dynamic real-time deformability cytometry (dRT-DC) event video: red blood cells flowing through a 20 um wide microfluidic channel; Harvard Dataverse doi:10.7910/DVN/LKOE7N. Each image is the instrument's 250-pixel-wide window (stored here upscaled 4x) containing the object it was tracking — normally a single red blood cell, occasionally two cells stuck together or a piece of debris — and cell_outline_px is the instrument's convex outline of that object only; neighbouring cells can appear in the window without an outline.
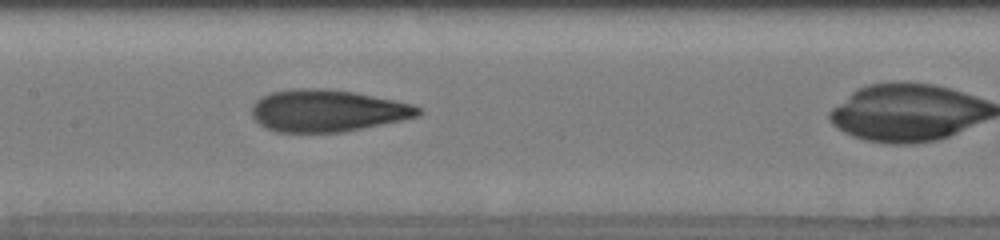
{"species": "human", "species_latin": "Homo sapiens", "temperature_condition": "cold", "stored_images_in_passage": 42, "camera_frame_rate_fps": 3000, "um_per_image_px": 0.085, "donor": {"sex": "male"}, "frame": {"image": 1, "passage_image": 28, "time_ms": 8.333, "image_size_px": [1000, 240], "cell_outline_px": [[424, 112], [420, 116], [344, 132], [276, 132], [260, 124], [252, 116], [252, 104], [260, 96], [272, 92], [296, 88], [324, 88], [352, 92], [412, 104], [420, 108]], "centroid_in_image_um": [27.81, 9.41], "position_along_channel_um": 179.6, "area_um2": 40.63}}
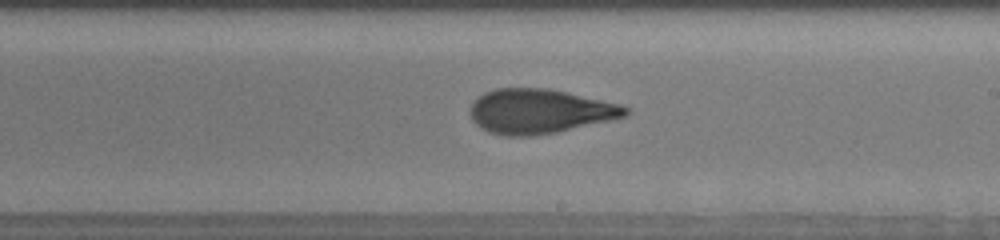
{"frame": {"image": 2, "passage_image": 33, "time_ms": 10.0, "image_size_px": [1000, 240], "cell_outline_px": [[628, 112], [624, 116], [608, 120], [556, 132], [532, 136], [504, 136], [488, 132], [480, 128], [472, 120], [472, 104], [484, 92], [496, 88], [548, 88], [568, 92], [620, 104], [628, 108]], "centroid_in_image_um": [45.84, 9.46], "position_along_channel_um": 243.2, "area_um2": 39.88}}
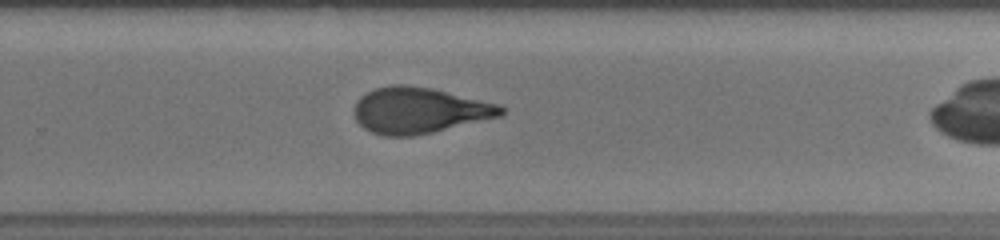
{"frame": {"image": 3, "passage_image": 37, "time_ms": 11.333, "image_size_px": [1000, 240], "cell_outline_px": [[508, 108], [500, 116], [432, 132], [412, 136], [380, 136], [364, 128], [356, 120], [356, 100], [360, 96], [376, 88], [392, 84], [404, 84], [432, 88], [500, 104]], "centroid_in_image_um": [35.65, 9.37], "position_along_channel_um": 294.2, "area_um2": 39.25}}